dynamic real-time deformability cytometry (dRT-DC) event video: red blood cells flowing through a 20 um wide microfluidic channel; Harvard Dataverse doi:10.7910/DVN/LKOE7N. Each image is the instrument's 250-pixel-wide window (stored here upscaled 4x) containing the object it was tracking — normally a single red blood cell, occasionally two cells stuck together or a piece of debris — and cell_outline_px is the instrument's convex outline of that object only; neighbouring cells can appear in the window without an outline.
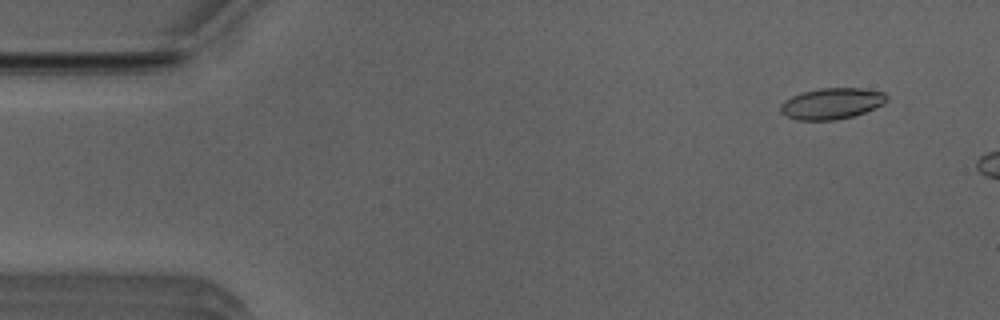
{"species": "Egyptian fruit bat (a non-hibernating species)", "species_latin": "Rousettus aegyptiacus", "temperature_condition": "room temperature", "stored_images_in_passage": 8, "camera_frame_rate_fps": 3000, "um_per_image_px": 0.085, "animal": {"sex": "male"}, "frame": {"image": 1, "passage_image": 4, "time_ms": 1.0, "image_size_px": [1000, 320], "cell_outline_px": [[888, 100], [884, 104], [864, 112], [852, 116], [836, 120], [796, 120], [780, 112], [780, 104], [784, 100], [800, 92], [820, 88], [860, 88], [884, 92], [888, 96]], "centroid_in_image_um": [70.69, 8.79], "position_along_channel_um": 14.3, "area_um2": 19.36}}